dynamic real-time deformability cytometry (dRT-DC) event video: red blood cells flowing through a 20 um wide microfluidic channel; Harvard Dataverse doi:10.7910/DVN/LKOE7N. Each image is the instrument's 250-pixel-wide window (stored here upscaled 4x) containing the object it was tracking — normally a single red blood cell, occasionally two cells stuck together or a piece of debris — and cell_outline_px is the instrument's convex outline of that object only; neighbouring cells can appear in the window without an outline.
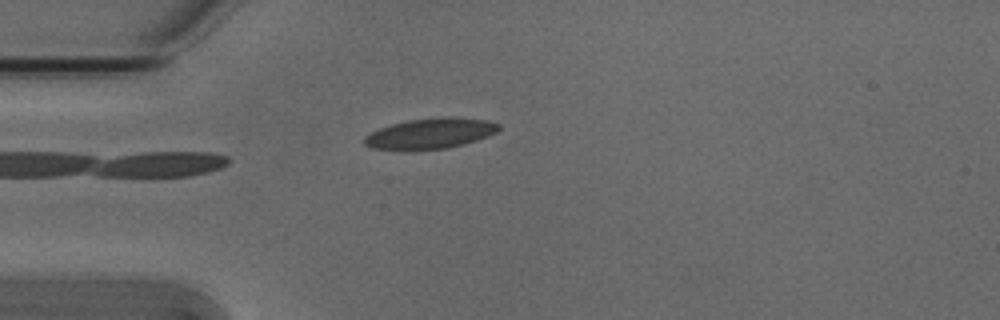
{"species": "Egyptian fruit bat (a non-hibernating species)", "species_latin": "Rousettus aegyptiacus", "temperature_condition": "cold", "stored_images_in_passage": 4, "camera_frame_rate_fps": 3000, "um_per_image_px": 0.085, "animal": {"sex": "male"}, "frame": {"image": 1, "passage_image": 4, "time_ms": 1.0, "image_size_px": [1000, 320], "cell_outline_px": [[500, 128], [496, 132], [488, 136], [464, 144], [448, 148], [412, 152], [404, 152], [372, 148], [364, 144], [364, 136], [380, 128], [392, 124], [408, 120], [448, 116], [452, 116], [488, 120], [500, 124]], "centroid_in_image_um": [36.56, 11.37], "position_along_channel_um": 48.4, "area_um2": 24.57}}